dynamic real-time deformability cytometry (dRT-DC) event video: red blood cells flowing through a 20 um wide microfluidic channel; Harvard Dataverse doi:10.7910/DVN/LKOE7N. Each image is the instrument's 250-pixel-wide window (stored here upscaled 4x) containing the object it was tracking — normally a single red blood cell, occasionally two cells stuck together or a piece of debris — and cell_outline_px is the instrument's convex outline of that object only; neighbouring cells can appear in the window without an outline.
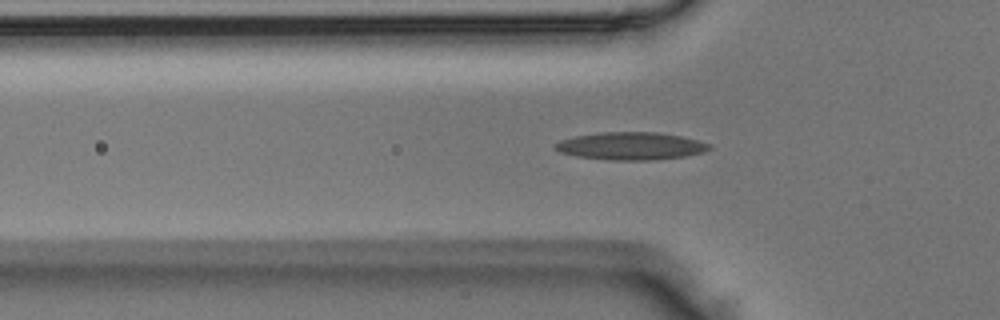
{"species": "Egyptian fruit bat (a non-hibernating species)", "species_latin": "Rousettus aegyptiacus", "temperature_condition": "room temperature", "stored_images_in_passage": 37, "camera_frame_rate_fps": 3000, "um_per_image_px": 0.085, "animal": {"sex": "male"}, "frame": {"image": 1, "passage_image": 2, "time_ms": 0.333, "image_size_px": [1000, 320], "cell_outline_px": [[712, 148], [704, 152], [684, 156], [652, 160], [608, 160], [576, 156], [560, 152], [556, 148], [556, 144], [560, 140], [576, 136], [604, 132], [656, 132], [680, 136], [712, 144]], "centroid_in_image_um": [53.65, 12.41], "position_along_channel_um": 72.1, "area_um2": 24.62}}
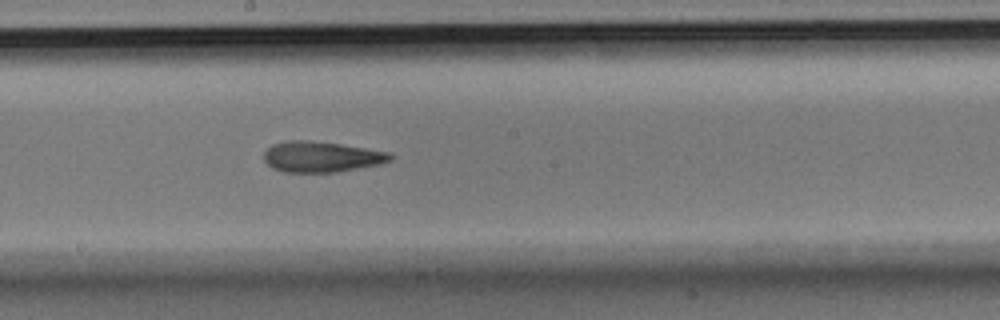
{"frame": {"image": 2, "passage_image": 13, "time_ms": 4.0, "image_size_px": [1000, 320], "cell_outline_px": [[396, 156], [392, 160], [380, 164], [336, 172], [284, 172], [272, 168], [264, 160], [264, 152], [272, 144], [288, 140], [304, 140], [340, 144], [392, 152]], "centroid_in_image_um": [27.35, 13.32], "position_along_channel_um": 220.8, "area_um2": 22.72}}
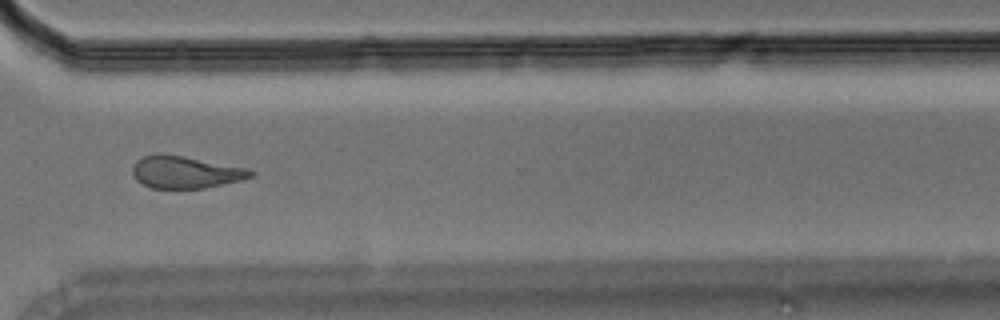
{"frame": {"image": 3, "passage_image": 23, "time_ms": 7.333, "image_size_px": [1000, 320], "cell_outline_px": [[256, 172], [252, 176], [244, 180], [204, 188], [152, 188], [136, 180], [132, 172], [132, 168], [136, 160], [144, 156], [184, 156], [248, 168]], "centroid_in_image_um": [15.83, 14.66], "position_along_channel_um": 354.8, "area_um2": 21.79}}